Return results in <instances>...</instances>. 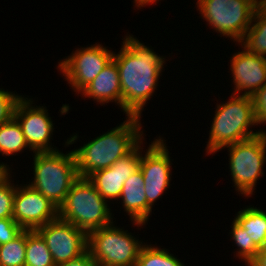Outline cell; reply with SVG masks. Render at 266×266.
<instances>
[{"instance_id": "cell-1", "label": "cell", "mask_w": 266, "mask_h": 266, "mask_svg": "<svg viewBox=\"0 0 266 266\" xmlns=\"http://www.w3.org/2000/svg\"><path fill=\"white\" fill-rule=\"evenodd\" d=\"M122 40L121 49L113 55L122 89L121 112L141 117L147 101L158 90L159 79L168 59L132 34L127 33Z\"/></svg>"}, {"instance_id": "cell-2", "label": "cell", "mask_w": 266, "mask_h": 266, "mask_svg": "<svg viewBox=\"0 0 266 266\" xmlns=\"http://www.w3.org/2000/svg\"><path fill=\"white\" fill-rule=\"evenodd\" d=\"M141 118L126 115V120L121 124L72 149L79 177L87 178L97 170L109 168L130 153L146 136Z\"/></svg>"}, {"instance_id": "cell-3", "label": "cell", "mask_w": 266, "mask_h": 266, "mask_svg": "<svg viewBox=\"0 0 266 266\" xmlns=\"http://www.w3.org/2000/svg\"><path fill=\"white\" fill-rule=\"evenodd\" d=\"M216 104L215 114L209 130L206 155H213L227 145L253 138L266 130L258 126L255 118L253 98L243 95H230L228 101Z\"/></svg>"}, {"instance_id": "cell-4", "label": "cell", "mask_w": 266, "mask_h": 266, "mask_svg": "<svg viewBox=\"0 0 266 266\" xmlns=\"http://www.w3.org/2000/svg\"><path fill=\"white\" fill-rule=\"evenodd\" d=\"M33 178L27 182L58 208L79 178L74 151L34 152Z\"/></svg>"}, {"instance_id": "cell-5", "label": "cell", "mask_w": 266, "mask_h": 266, "mask_svg": "<svg viewBox=\"0 0 266 266\" xmlns=\"http://www.w3.org/2000/svg\"><path fill=\"white\" fill-rule=\"evenodd\" d=\"M109 205L88 178L79 177L59 207L58 217L88 234L116 219Z\"/></svg>"}, {"instance_id": "cell-6", "label": "cell", "mask_w": 266, "mask_h": 266, "mask_svg": "<svg viewBox=\"0 0 266 266\" xmlns=\"http://www.w3.org/2000/svg\"><path fill=\"white\" fill-rule=\"evenodd\" d=\"M114 222L88 233L87 251L99 266H136L145 243Z\"/></svg>"}, {"instance_id": "cell-7", "label": "cell", "mask_w": 266, "mask_h": 266, "mask_svg": "<svg viewBox=\"0 0 266 266\" xmlns=\"http://www.w3.org/2000/svg\"><path fill=\"white\" fill-rule=\"evenodd\" d=\"M229 156V175L236 193L243 197H252L260 177H264L266 163V132L234 144L227 145Z\"/></svg>"}, {"instance_id": "cell-8", "label": "cell", "mask_w": 266, "mask_h": 266, "mask_svg": "<svg viewBox=\"0 0 266 266\" xmlns=\"http://www.w3.org/2000/svg\"><path fill=\"white\" fill-rule=\"evenodd\" d=\"M195 7L212 31L235 45L243 39L256 10L255 0H197Z\"/></svg>"}, {"instance_id": "cell-9", "label": "cell", "mask_w": 266, "mask_h": 266, "mask_svg": "<svg viewBox=\"0 0 266 266\" xmlns=\"http://www.w3.org/2000/svg\"><path fill=\"white\" fill-rule=\"evenodd\" d=\"M75 49L58 62L56 69L78 95L113 60L114 51L98 42Z\"/></svg>"}, {"instance_id": "cell-10", "label": "cell", "mask_w": 266, "mask_h": 266, "mask_svg": "<svg viewBox=\"0 0 266 266\" xmlns=\"http://www.w3.org/2000/svg\"><path fill=\"white\" fill-rule=\"evenodd\" d=\"M154 138L148 149L141 153L140 170L144 178V190L147 199V222L152 215L153 205L168 191L172 176V162L166 140L160 136ZM145 153V154H144Z\"/></svg>"}, {"instance_id": "cell-11", "label": "cell", "mask_w": 266, "mask_h": 266, "mask_svg": "<svg viewBox=\"0 0 266 266\" xmlns=\"http://www.w3.org/2000/svg\"><path fill=\"white\" fill-rule=\"evenodd\" d=\"M28 97L23 95L18 100L13 115L23 131L26 143L33 153L58 151L59 149L50 142L53 139L51 137L55 131V124L46 106H37L32 97Z\"/></svg>"}, {"instance_id": "cell-12", "label": "cell", "mask_w": 266, "mask_h": 266, "mask_svg": "<svg viewBox=\"0 0 266 266\" xmlns=\"http://www.w3.org/2000/svg\"><path fill=\"white\" fill-rule=\"evenodd\" d=\"M55 265L79 258L87 252L88 234L59 217L39 227Z\"/></svg>"}, {"instance_id": "cell-13", "label": "cell", "mask_w": 266, "mask_h": 266, "mask_svg": "<svg viewBox=\"0 0 266 266\" xmlns=\"http://www.w3.org/2000/svg\"><path fill=\"white\" fill-rule=\"evenodd\" d=\"M59 208L27 184H16L13 219L24 230H37L58 218Z\"/></svg>"}, {"instance_id": "cell-14", "label": "cell", "mask_w": 266, "mask_h": 266, "mask_svg": "<svg viewBox=\"0 0 266 266\" xmlns=\"http://www.w3.org/2000/svg\"><path fill=\"white\" fill-rule=\"evenodd\" d=\"M143 141H145V138L130 153L118 159L111 167L97 170L87 177L109 204L114 200L119 201L124 182L140 169L143 144L147 143Z\"/></svg>"}, {"instance_id": "cell-15", "label": "cell", "mask_w": 266, "mask_h": 266, "mask_svg": "<svg viewBox=\"0 0 266 266\" xmlns=\"http://www.w3.org/2000/svg\"><path fill=\"white\" fill-rule=\"evenodd\" d=\"M241 50L230 59L232 94L252 97L266 84V57Z\"/></svg>"}, {"instance_id": "cell-16", "label": "cell", "mask_w": 266, "mask_h": 266, "mask_svg": "<svg viewBox=\"0 0 266 266\" xmlns=\"http://www.w3.org/2000/svg\"><path fill=\"white\" fill-rule=\"evenodd\" d=\"M79 94L83 99L91 98L100 105L114 102L122 109V89L116 62L112 60Z\"/></svg>"}, {"instance_id": "cell-17", "label": "cell", "mask_w": 266, "mask_h": 266, "mask_svg": "<svg viewBox=\"0 0 266 266\" xmlns=\"http://www.w3.org/2000/svg\"><path fill=\"white\" fill-rule=\"evenodd\" d=\"M143 173L139 169L133 173L123 185L119 203L121 202L124 212L129 215L133 227L147 225V199L144 190Z\"/></svg>"}, {"instance_id": "cell-18", "label": "cell", "mask_w": 266, "mask_h": 266, "mask_svg": "<svg viewBox=\"0 0 266 266\" xmlns=\"http://www.w3.org/2000/svg\"><path fill=\"white\" fill-rule=\"evenodd\" d=\"M234 219L246 229L250 239L261 249L266 247V211L259 207L247 206L235 214Z\"/></svg>"}, {"instance_id": "cell-19", "label": "cell", "mask_w": 266, "mask_h": 266, "mask_svg": "<svg viewBox=\"0 0 266 266\" xmlns=\"http://www.w3.org/2000/svg\"><path fill=\"white\" fill-rule=\"evenodd\" d=\"M32 151L26 143L23 131L19 123L12 118L10 121L0 125V155L18 156L24 150Z\"/></svg>"}, {"instance_id": "cell-20", "label": "cell", "mask_w": 266, "mask_h": 266, "mask_svg": "<svg viewBox=\"0 0 266 266\" xmlns=\"http://www.w3.org/2000/svg\"><path fill=\"white\" fill-rule=\"evenodd\" d=\"M237 45L250 53L266 57V16L255 10L250 27Z\"/></svg>"}, {"instance_id": "cell-21", "label": "cell", "mask_w": 266, "mask_h": 266, "mask_svg": "<svg viewBox=\"0 0 266 266\" xmlns=\"http://www.w3.org/2000/svg\"><path fill=\"white\" fill-rule=\"evenodd\" d=\"M25 266H55L46 241L37 230H26Z\"/></svg>"}, {"instance_id": "cell-22", "label": "cell", "mask_w": 266, "mask_h": 266, "mask_svg": "<svg viewBox=\"0 0 266 266\" xmlns=\"http://www.w3.org/2000/svg\"><path fill=\"white\" fill-rule=\"evenodd\" d=\"M136 266H185V264L170 253L169 249L145 243L139 252Z\"/></svg>"}, {"instance_id": "cell-23", "label": "cell", "mask_w": 266, "mask_h": 266, "mask_svg": "<svg viewBox=\"0 0 266 266\" xmlns=\"http://www.w3.org/2000/svg\"><path fill=\"white\" fill-rule=\"evenodd\" d=\"M231 224L230 228L232 229L231 231L229 230L228 234H231L230 239L234 241V245L237 247L235 248L236 251H234V257L241 259V261L245 262L244 265L248 266L260 249L250 239L246 229L242 228L235 219H233Z\"/></svg>"}, {"instance_id": "cell-24", "label": "cell", "mask_w": 266, "mask_h": 266, "mask_svg": "<svg viewBox=\"0 0 266 266\" xmlns=\"http://www.w3.org/2000/svg\"><path fill=\"white\" fill-rule=\"evenodd\" d=\"M26 230L12 241L0 245V266H25Z\"/></svg>"}, {"instance_id": "cell-25", "label": "cell", "mask_w": 266, "mask_h": 266, "mask_svg": "<svg viewBox=\"0 0 266 266\" xmlns=\"http://www.w3.org/2000/svg\"><path fill=\"white\" fill-rule=\"evenodd\" d=\"M12 171H5L0 176V219L13 218V200L16 183L12 180Z\"/></svg>"}, {"instance_id": "cell-26", "label": "cell", "mask_w": 266, "mask_h": 266, "mask_svg": "<svg viewBox=\"0 0 266 266\" xmlns=\"http://www.w3.org/2000/svg\"><path fill=\"white\" fill-rule=\"evenodd\" d=\"M16 91H8L0 88V125L10 121L14 115V109L18 100L23 96Z\"/></svg>"}, {"instance_id": "cell-27", "label": "cell", "mask_w": 266, "mask_h": 266, "mask_svg": "<svg viewBox=\"0 0 266 266\" xmlns=\"http://www.w3.org/2000/svg\"><path fill=\"white\" fill-rule=\"evenodd\" d=\"M24 229L13 218L0 219V245L15 239Z\"/></svg>"}, {"instance_id": "cell-28", "label": "cell", "mask_w": 266, "mask_h": 266, "mask_svg": "<svg viewBox=\"0 0 266 266\" xmlns=\"http://www.w3.org/2000/svg\"><path fill=\"white\" fill-rule=\"evenodd\" d=\"M255 118L258 126L266 124V84L253 96Z\"/></svg>"}, {"instance_id": "cell-29", "label": "cell", "mask_w": 266, "mask_h": 266, "mask_svg": "<svg viewBox=\"0 0 266 266\" xmlns=\"http://www.w3.org/2000/svg\"><path fill=\"white\" fill-rule=\"evenodd\" d=\"M55 266H99L91 257L90 253L87 251L85 254L77 259L61 263Z\"/></svg>"}, {"instance_id": "cell-30", "label": "cell", "mask_w": 266, "mask_h": 266, "mask_svg": "<svg viewBox=\"0 0 266 266\" xmlns=\"http://www.w3.org/2000/svg\"><path fill=\"white\" fill-rule=\"evenodd\" d=\"M248 266H266V247L261 248Z\"/></svg>"}, {"instance_id": "cell-31", "label": "cell", "mask_w": 266, "mask_h": 266, "mask_svg": "<svg viewBox=\"0 0 266 266\" xmlns=\"http://www.w3.org/2000/svg\"><path fill=\"white\" fill-rule=\"evenodd\" d=\"M158 1H161V0H134L133 1V3H135L133 5L135 7L134 10H136V8L137 10L142 9L143 7H146V5L157 4Z\"/></svg>"}, {"instance_id": "cell-32", "label": "cell", "mask_w": 266, "mask_h": 266, "mask_svg": "<svg viewBox=\"0 0 266 266\" xmlns=\"http://www.w3.org/2000/svg\"><path fill=\"white\" fill-rule=\"evenodd\" d=\"M256 11L266 16V0H255Z\"/></svg>"}, {"instance_id": "cell-33", "label": "cell", "mask_w": 266, "mask_h": 266, "mask_svg": "<svg viewBox=\"0 0 266 266\" xmlns=\"http://www.w3.org/2000/svg\"><path fill=\"white\" fill-rule=\"evenodd\" d=\"M12 168L7 165V163L0 162V176L5 172V171H12Z\"/></svg>"}]
</instances>
